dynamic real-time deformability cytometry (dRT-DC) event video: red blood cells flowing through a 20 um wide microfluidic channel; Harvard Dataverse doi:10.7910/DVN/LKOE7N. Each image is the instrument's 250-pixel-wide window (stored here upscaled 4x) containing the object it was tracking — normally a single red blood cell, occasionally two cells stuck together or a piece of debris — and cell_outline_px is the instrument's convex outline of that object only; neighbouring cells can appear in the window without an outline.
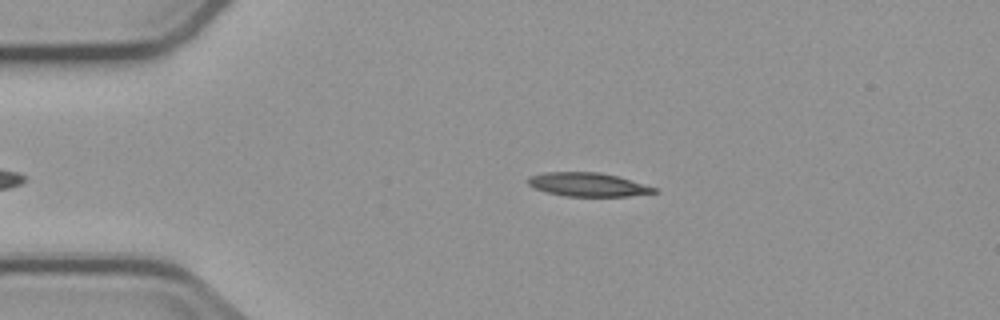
{"species": "common noctule bat (a hibernating species)", "species_latin": "Nyctalus noctula", "temperature_condition": "cold", "stored_images_in_passage": 2, "camera_frame_rate_fps": 3000, "um_per_image_px": 0.085, "animal": {"sex": "male", "body_mass_g": 23.1, "forearm_length_mm": 52.7}, "frame": {"image": 1, "passage_image": 1, "time_ms": 0.0, "image_size_px": [1000, 320], "cell_outline_px": [[656, 192], [628, 196], [564, 196], [544, 192], [528, 184], [528, 176], [544, 172], [600, 172], [620, 176], [656, 188]], "centroid_in_image_um": [49.94, 15.68], "position_along_channel_um": 35.1, "area_um2": 17.46}}